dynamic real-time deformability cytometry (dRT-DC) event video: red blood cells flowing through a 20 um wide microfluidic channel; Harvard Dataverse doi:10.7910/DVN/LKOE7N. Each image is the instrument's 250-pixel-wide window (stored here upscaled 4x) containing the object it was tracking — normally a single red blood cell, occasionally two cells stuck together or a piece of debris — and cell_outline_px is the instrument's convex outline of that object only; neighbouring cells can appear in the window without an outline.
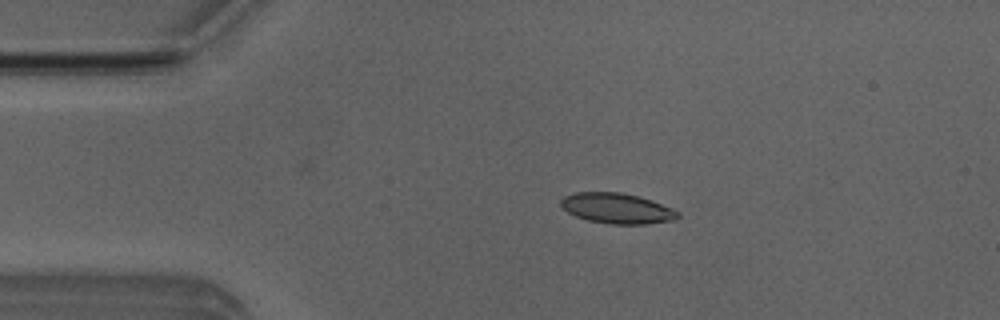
{"species": "Egyptian fruit bat (a non-hibernating species)", "species_latin": "Rousettus aegyptiacus", "temperature_condition": "room temperature", "stored_images_in_passage": 51, "camera_frame_rate_fps": 3000, "um_per_image_px": 0.085, "animal": {"sex": "male"}, "frame": {"image": 1, "passage_image": 9, "time_ms": 2.667, "image_size_px": [1000, 320], "cell_outline_px": [[680, 216], [672, 220], [644, 224], [608, 224], [588, 220], [576, 216], [568, 212], [560, 204], [560, 200], [564, 196], [576, 192], [620, 192], [636, 196], [672, 208], [680, 212]], "centroid_in_image_um": [52.41, 17.71], "position_along_channel_um": 32.6, "area_um2": 20.46}}
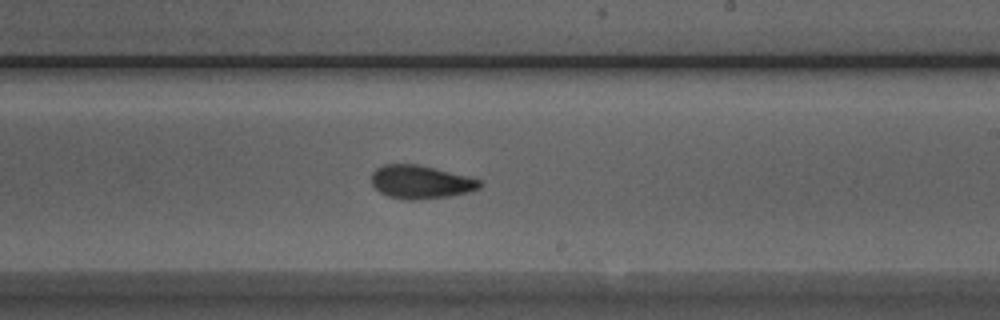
{"frame": {"image": 2, "passage_image": 29, "time_ms": 9.333, "image_size_px": [1000, 320], "cell_outline_px": [[484, 184], [480, 188], [468, 192], [448, 196], [416, 200], [404, 200], [388, 196], [380, 192], [372, 184], [372, 172], [376, 168], [384, 164], [416, 164], [468, 176], [480, 180]], "centroid_in_image_um": [35.76, 15.47], "position_along_channel_um": 253.2, "area_um2": 20.98}}
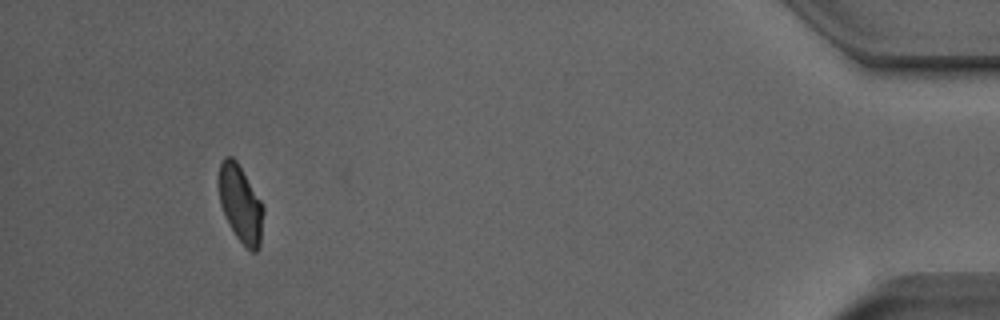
{"frame": {"image": 3, "passage_image": 47, "time_ms": 15.333, "image_size_px": [1000, 320], "cell_outline_px": [[264, 212], [260, 244], [256, 252], [252, 252], [236, 236], [220, 204], [220, 164], [224, 156], [232, 156], [236, 160], [260, 200], [264, 208]], "centroid_in_image_um": [20.47, 17.33], "position_along_channel_um": 414.7, "area_um2": 19.36}, "authors_computed_cell_mechanics": {"area_um2": 20.7502, "velocity_mm_per_s": 3.9161, "shape_relaxation_time_tau1_ms": 7.7486, "shape_relaxation_time_tau2_ms": 1.8559, "deformation_change_tau1": 0.1818, "deformation_change_tau2": 0.0814}}